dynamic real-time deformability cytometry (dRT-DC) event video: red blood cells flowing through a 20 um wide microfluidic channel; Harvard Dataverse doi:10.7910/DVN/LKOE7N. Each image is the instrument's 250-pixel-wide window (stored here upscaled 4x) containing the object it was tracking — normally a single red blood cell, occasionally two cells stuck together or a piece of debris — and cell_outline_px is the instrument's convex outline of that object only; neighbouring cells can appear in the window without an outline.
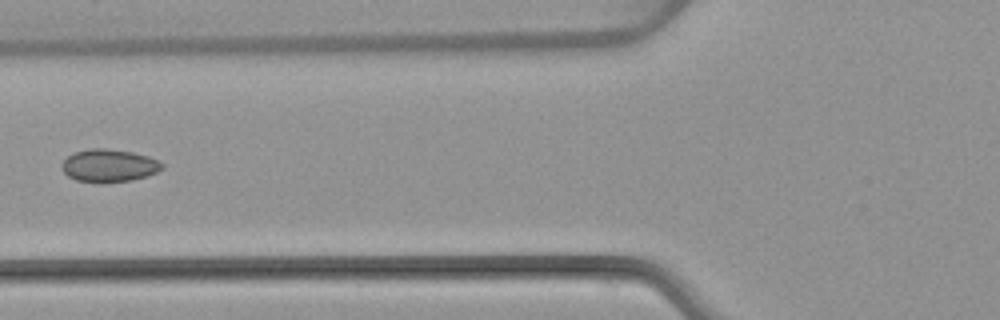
{"species": "common noctule bat (a hibernating species)", "species_latin": "Nyctalus noctula", "temperature_condition": "warm", "stored_images_in_passage": 6, "camera_frame_rate_fps": 3000, "um_per_image_px": 0.085, "animal": {"sex": "female", "body_mass_g": 22.7, "forearm_length_mm": 54.2}, "frame": {"image": 1, "passage_image": 6, "time_ms": 6.0, "image_size_px": [1000, 320], "cell_outline_px": [[164, 168], [156, 172], [132, 180], [76, 180], [68, 176], [64, 172], [60, 164], [68, 156], [76, 152], [92, 148], [108, 148], [132, 152], [148, 156], [164, 164]], "centroid_in_image_um": [9.27, 14.03], "position_along_channel_um": 116.5, "area_um2": 18.44}}